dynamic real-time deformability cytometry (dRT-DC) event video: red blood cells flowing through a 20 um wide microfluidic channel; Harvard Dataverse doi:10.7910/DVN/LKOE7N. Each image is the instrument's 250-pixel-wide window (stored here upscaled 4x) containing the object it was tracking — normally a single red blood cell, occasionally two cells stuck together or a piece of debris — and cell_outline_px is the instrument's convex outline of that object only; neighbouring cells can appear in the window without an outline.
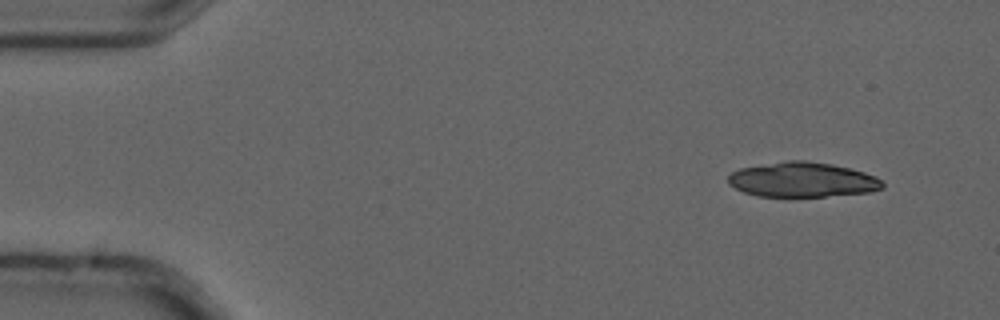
{"species": "common noctule bat (a hibernating species)", "species_latin": "Nyctalus noctula", "temperature_condition": "cold", "stored_images_in_passage": 5, "camera_frame_rate_fps": 3000, "um_per_image_px": 0.085, "animal": {"sex": "male", "forearm_length_mm": 52.5}, "frame": {"image": 1, "passage_image": 2, "time_ms": 0.333, "image_size_px": [1000, 320], "cell_outline_px": [[884, 188], [872, 192], [824, 196], [756, 196], [744, 192], [728, 184], [728, 176], [732, 172], [740, 168], [788, 160], [804, 160], [832, 164], [864, 172], [876, 176], [884, 184]], "centroid_in_image_um": [68.21, 15.27], "position_along_channel_um": 16.8, "area_um2": 31.27}}